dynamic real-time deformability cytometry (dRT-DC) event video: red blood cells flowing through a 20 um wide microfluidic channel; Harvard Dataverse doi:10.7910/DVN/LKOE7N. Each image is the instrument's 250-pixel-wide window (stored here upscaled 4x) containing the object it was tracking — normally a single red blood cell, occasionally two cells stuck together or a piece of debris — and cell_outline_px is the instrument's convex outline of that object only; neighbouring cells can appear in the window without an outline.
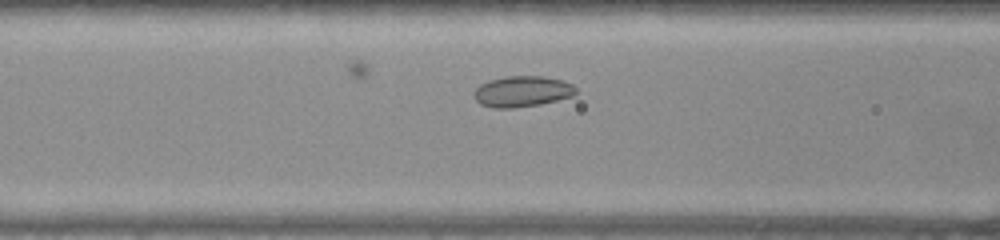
{"species": "common noctule bat (a hibernating species)", "species_latin": "Nyctalus noctula", "temperature_condition": "warm", "stored_images_in_passage": 27, "camera_frame_rate_fps": 3000, "um_per_image_px": 0.085, "animal": {"sex": "female", "body_mass_g": 22.0, "forearm_length_mm": 56.7}, "frame": {"image": 1, "passage_image": 5, "time_ms": 1.333, "image_size_px": [1000, 240], "cell_outline_px": [[576, 92], [572, 96], [540, 104], [512, 108], [492, 108], [480, 104], [472, 96], [472, 92], [480, 84], [488, 80], [508, 76], [544, 76], [560, 80], [572, 84], [576, 88]], "centroid_in_image_um": [44.33, 7.77], "position_along_channel_um": 122.3, "area_um2": 18.38}}
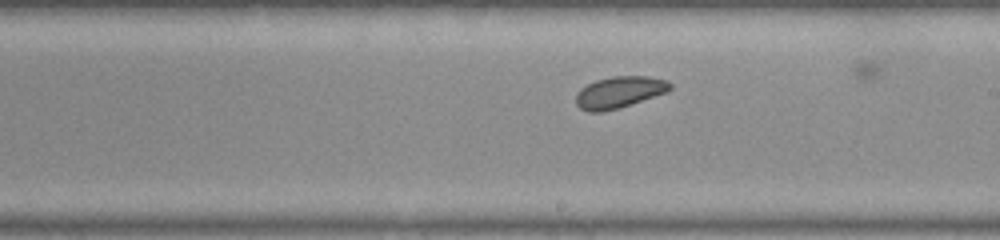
{"frame": {"image": 2, "passage_image": 14, "time_ms": 4.333, "image_size_px": [1000, 240], "cell_outline_px": [[672, 88], [668, 92], [616, 108], [600, 112], [588, 112], [580, 108], [576, 104], [576, 92], [580, 88], [596, 80], [612, 76], [648, 76], [668, 80], [672, 84]], "centroid_in_image_um": [52.64, 7.82], "position_along_channel_um": 236.4, "area_um2": 17.28}}
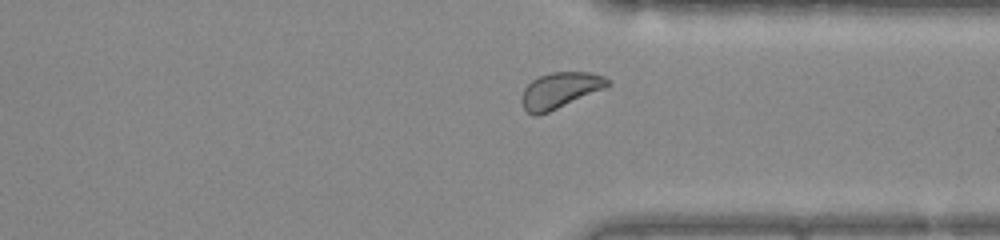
{"frame": {"image": 3, "passage_image": 24, "time_ms": 7.667, "image_size_px": [1000, 240], "cell_outline_px": [[612, 84], [604, 88], [548, 112], [536, 116], [532, 116], [524, 108], [520, 100], [524, 88], [532, 80], [540, 76], [552, 72], [588, 72], [604, 76], [612, 80]], "centroid_in_image_um": [47.6, 7.67], "position_along_channel_um": 363.8, "area_um2": 17.86}}